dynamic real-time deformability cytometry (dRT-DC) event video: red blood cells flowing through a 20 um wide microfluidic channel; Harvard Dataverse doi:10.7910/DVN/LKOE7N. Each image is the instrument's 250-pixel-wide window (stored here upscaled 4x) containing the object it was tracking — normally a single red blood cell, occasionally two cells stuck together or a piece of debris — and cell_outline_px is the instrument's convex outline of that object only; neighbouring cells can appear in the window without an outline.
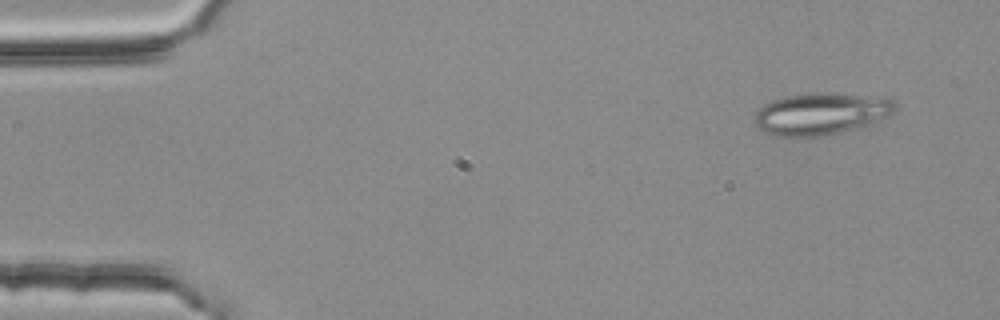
{"species": "common noctule bat (a hibernating species)", "species_latin": "Nyctalus noctula", "temperature_condition": "room temperature", "stored_images_in_passage": 3, "camera_frame_rate_fps": 3000, "um_per_image_px": 0.085, "animal": {"sex": "female", "body_mass_g": 25.1}, "frame": {"image": 1, "passage_image": 1, "time_ms": 0.0, "image_size_px": [1000, 320], "cell_outline_px": [[896, 108], [888, 116], [876, 124], [860, 128], [820, 136], [776, 136], [764, 132], [756, 124], [756, 112], [764, 104], [772, 100], [784, 96], [812, 92], [820, 92], [884, 96], [892, 100]], "centroid_in_image_um": [69.85, 9.65], "position_along_channel_um": 15.2, "area_um2": 34.74}}